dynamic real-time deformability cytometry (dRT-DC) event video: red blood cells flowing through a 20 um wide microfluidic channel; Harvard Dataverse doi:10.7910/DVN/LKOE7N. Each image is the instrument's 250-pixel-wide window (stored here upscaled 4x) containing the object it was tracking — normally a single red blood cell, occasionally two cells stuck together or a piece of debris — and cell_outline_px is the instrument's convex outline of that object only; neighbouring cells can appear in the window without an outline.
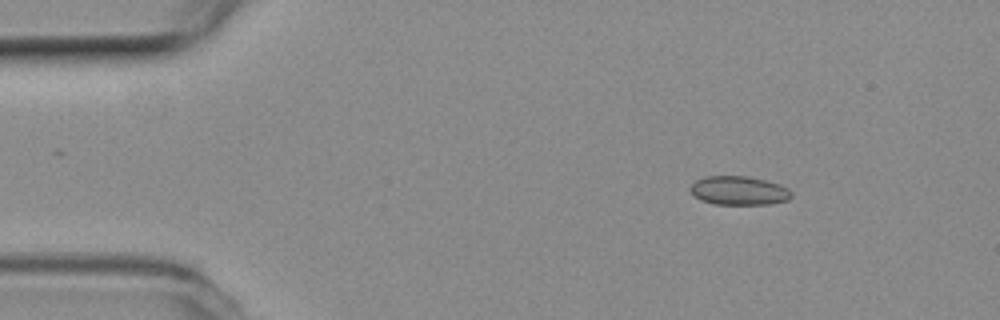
{"species": "common noctule bat (a hibernating species)", "species_latin": "Nyctalus noctula", "temperature_condition": "room temperature", "stored_images_in_passage": 39, "camera_frame_rate_fps": 3000, "um_per_image_px": 0.085, "animal": {"sex": "female", "body_mass_g": 19.3, "forearm_length_mm": 54.1}, "frame": {"image": 1, "passage_image": 1, "time_ms": 0.0, "image_size_px": [1000, 320], "cell_outline_px": [[792, 196], [788, 200], [768, 204], [716, 204], [700, 200], [692, 196], [688, 188], [696, 180], [704, 176], [748, 176], [780, 184], [788, 188], [792, 192]], "centroid_in_image_um": [62.77, 16.2], "position_along_channel_um": 22.2, "area_um2": 17.17}}
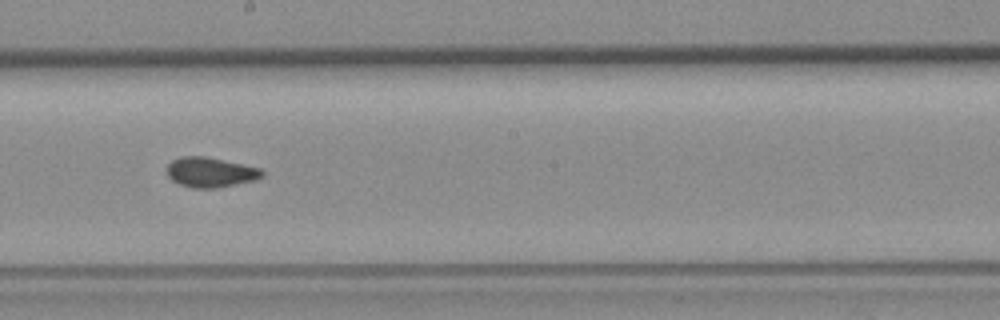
{"frame": {"image": 2, "passage_image": 23, "time_ms": 7.333, "image_size_px": [1000, 320], "cell_outline_px": [[264, 176], [256, 180], [216, 188], [192, 188], [180, 184], [172, 180], [168, 176], [168, 164], [172, 160], [180, 156], [204, 156], [260, 168], [264, 172]], "centroid_in_image_um": [17.89, 14.64], "position_along_channel_um": 230.3, "area_um2": 16.53}}
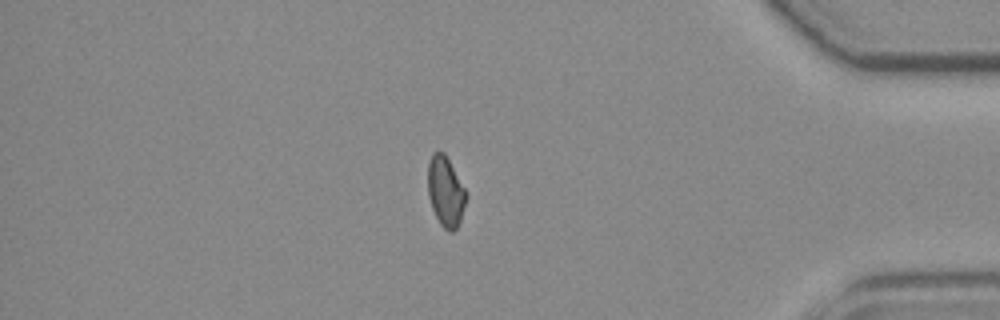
{"frame": {"image": 3, "passage_image": 39, "time_ms": 12.667, "image_size_px": [1000, 320], "cell_outline_px": [[468, 196], [460, 220], [456, 228], [452, 232], [448, 232], [440, 224], [432, 208], [428, 196], [428, 164], [432, 152], [444, 152], [468, 192]], "centroid_in_image_um": [37.89, 16.28], "position_along_channel_um": 397.3, "area_um2": 15.78}, "authors_computed_cell_mechanics": {"area_um2": 16.2996, "velocity_mm_per_s": 3.8403, "shape_relaxation_time_tau1_ms": null, "shape_relaxation_time_tau2_ms": 1.8376, "deformation_change_tau1": null, "deformation_change_tau2": 0.0699}}